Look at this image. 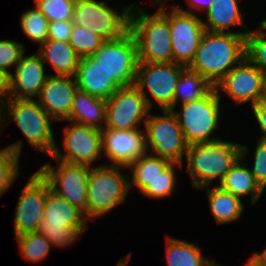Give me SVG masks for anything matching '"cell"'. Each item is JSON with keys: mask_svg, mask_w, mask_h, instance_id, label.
Here are the masks:
<instances>
[{"mask_svg": "<svg viewBox=\"0 0 266 266\" xmlns=\"http://www.w3.org/2000/svg\"><path fill=\"white\" fill-rule=\"evenodd\" d=\"M246 35L205 31L188 68L214 87L246 57Z\"/></svg>", "mask_w": 266, "mask_h": 266, "instance_id": "obj_1", "label": "cell"}, {"mask_svg": "<svg viewBox=\"0 0 266 266\" xmlns=\"http://www.w3.org/2000/svg\"><path fill=\"white\" fill-rule=\"evenodd\" d=\"M129 6V31L135 38L139 62H173L171 33L167 11L148 12L139 4Z\"/></svg>", "mask_w": 266, "mask_h": 266, "instance_id": "obj_2", "label": "cell"}, {"mask_svg": "<svg viewBox=\"0 0 266 266\" xmlns=\"http://www.w3.org/2000/svg\"><path fill=\"white\" fill-rule=\"evenodd\" d=\"M241 157V143L220 139L209 143L193 144L187 147L185 156L186 173L194 189L216 185Z\"/></svg>", "mask_w": 266, "mask_h": 266, "instance_id": "obj_3", "label": "cell"}, {"mask_svg": "<svg viewBox=\"0 0 266 266\" xmlns=\"http://www.w3.org/2000/svg\"><path fill=\"white\" fill-rule=\"evenodd\" d=\"M1 116V132L13 121L35 151L52 155L56 141L51 125L55 121L35 99L7 98Z\"/></svg>", "mask_w": 266, "mask_h": 266, "instance_id": "obj_4", "label": "cell"}, {"mask_svg": "<svg viewBox=\"0 0 266 266\" xmlns=\"http://www.w3.org/2000/svg\"><path fill=\"white\" fill-rule=\"evenodd\" d=\"M123 166L108 165L103 162L91 167L88 179L87 220L103 218L107 213L123 204L130 192L129 174Z\"/></svg>", "mask_w": 266, "mask_h": 266, "instance_id": "obj_5", "label": "cell"}, {"mask_svg": "<svg viewBox=\"0 0 266 266\" xmlns=\"http://www.w3.org/2000/svg\"><path fill=\"white\" fill-rule=\"evenodd\" d=\"M181 109L173 113L177 117L187 145L209 143L222 139L213 136L220 128L222 103L213 87L204 97L196 101L180 104Z\"/></svg>", "mask_w": 266, "mask_h": 266, "instance_id": "obj_6", "label": "cell"}, {"mask_svg": "<svg viewBox=\"0 0 266 266\" xmlns=\"http://www.w3.org/2000/svg\"><path fill=\"white\" fill-rule=\"evenodd\" d=\"M87 221L79 209L50 191L36 233L46 237L53 247L66 248L82 238L89 227Z\"/></svg>", "mask_w": 266, "mask_h": 266, "instance_id": "obj_7", "label": "cell"}, {"mask_svg": "<svg viewBox=\"0 0 266 266\" xmlns=\"http://www.w3.org/2000/svg\"><path fill=\"white\" fill-rule=\"evenodd\" d=\"M160 112L157 115L150 112L143 125L147 152L183 165L188 145L177 117L172 110Z\"/></svg>", "mask_w": 266, "mask_h": 266, "instance_id": "obj_8", "label": "cell"}, {"mask_svg": "<svg viewBox=\"0 0 266 266\" xmlns=\"http://www.w3.org/2000/svg\"><path fill=\"white\" fill-rule=\"evenodd\" d=\"M185 68L174 62L138 63L134 85L140 90L150 109L157 104L160 110H172L176 85Z\"/></svg>", "mask_w": 266, "mask_h": 266, "instance_id": "obj_9", "label": "cell"}, {"mask_svg": "<svg viewBox=\"0 0 266 266\" xmlns=\"http://www.w3.org/2000/svg\"><path fill=\"white\" fill-rule=\"evenodd\" d=\"M108 4L105 0H75L73 23L95 32L105 41L120 38L129 30V6L117 10Z\"/></svg>", "mask_w": 266, "mask_h": 266, "instance_id": "obj_10", "label": "cell"}, {"mask_svg": "<svg viewBox=\"0 0 266 266\" xmlns=\"http://www.w3.org/2000/svg\"><path fill=\"white\" fill-rule=\"evenodd\" d=\"M37 171L49 183L51 191L79 209L87 219V189L91 167L54 160Z\"/></svg>", "mask_w": 266, "mask_h": 266, "instance_id": "obj_11", "label": "cell"}, {"mask_svg": "<svg viewBox=\"0 0 266 266\" xmlns=\"http://www.w3.org/2000/svg\"><path fill=\"white\" fill-rule=\"evenodd\" d=\"M91 57L121 87L135 84L139 61L137 44L129 30L120 38L105 41Z\"/></svg>", "mask_w": 266, "mask_h": 266, "instance_id": "obj_12", "label": "cell"}, {"mask_svg": "<svg viewBox=\"0 0 266 266\" xmlns=\"http://www.w3.org/2000/svg\"><path fill=\"white\" fill-rule=\"evenodd\" d=\"M69 122L63 131V151L56 144L52 155L53 160H60L70 164L87 165L92 167L102 155L101 130L92 126Z\"/></svg>", "mask_w": 266, "mask_h": 266, "instance_id": "obj_13", "label": "cell"}, {"mask_svg": "<svg viewBox=\"0 0 266 266\" xmlns=\"http://www.w3.org/2000/svg\"><path fill=\"white\" fill-rule=\"evenodd\" d=\"M151 109L135 86L120 87L106 100L103 129L130 130L142 128ZM142 122V123H141ZM141 125V126H140Z\"/></svg>", "mask_w": 266, "mask_h": 266, "instance_id": "obj_14", "label": "cell"}, {"mask_svg": "<svg viewBox=\"0 0 266 266\" xmlns=\"http://www.w3.org/2000/svg\"><path fill=\"white\" fill-rule=\"evenodd\" d=\"M263 77L264 74L245 57L214 87L221 101L225 95L235 106L240 107L246 103L252 106L260 101Z\"/></svg>", "mask_w": 266, "mask_h": 266, "instance_id": "obj_15", "label": "cell"}, {"mask_svg": "<svg viewBox=\"0 0 266 266\" xmlns=\"http://www.w3.org/2000/svg\"><path fill=\"white\" fill-rule=\"evenodd\" d=\"M199 15L180 10H168L173 62L188 67L193 61L198 45L205 33Z\"/></svg>", "mask_w": 266, "mask_h": 266, "instance_id": "obj_16", "label": "cell"}, {"mask_svg": "<svg viewBox=\"0 0 266 266\" xmlns=\"http://www.w3.org/2000/svg\"><path fill=\"white\" fill-rule=\"evenodd\" d=\"M50 191L49 183L38 171H35L20 191L13 223L14 237L36 232L43 219L44 207Z\"/></svg>", "mask_w": 266, "mask_h": 266, "instance_id": "obj_17", "label": "cell"}, {"mask_svg": "<svg viewBox=\"0 0 266 266\" xmlns=\"http://www.w3.org/2000/svg\"><path fill=\"white\" fill-rule=\"evenodd\" d=\"M102 156L108 159V165L128 167L131 163L146 155L147 146L143 128L130 130L102 129Z\"/></svg>", "mask_w": 266, "mask_h": 266, "instance_id": "obj_18", "label": "cell"}, {"mask_svg": "<svg viewBox=\"0 0 266 266\" xmlns=\"http://www.w3.org/2000/svg\"><path fill=\"white\" fill-rule=\"evenodd\" d=\"M40 55L36 52L21 57L14 72L9 75L8 98L36 99L50 76Z\"/></svg>", "mask_w": 266, "mask_h": 266, "instance_id": "obj_19", "label": "cell"}, {"mask_svg": "<svg viewBox=\"0 0 266 266\" xmlns=\"http://www.w3.org/2000/svg\"><path fill=\"white\" fill-rule=\"evenodd\" d=\"M77 85L73 76L50 75L35 99L55 122L70 117Z\"/></svg>", "mask_w": 266, "mask_h": 266, "instance_id": "obj_20", "label": "cell"}, {"mask_svg": "<svg viewBox=\"0 0 266 266\" xmlns=\"http://www.w3.org/2000/svg\"><path fill=\"white\" fill-rule=\"evenodd\" d=\"M74 78L78 90L104 100L121 87L91 56L80 58Z\"/></svg>", "mask_w": 266, "mask_h": 266, "instance_id": "obj_21", "label": "cell"}, {"mask_svg": "<svg viewBox=\"0 0 266 266\" xmlns=\"http://www.w3.org/2000/svg\"><path fill=\"white\" fill-rule=\"evenodd\" d=\"M249 147L241 143V157L225 174L223 180L219 183L225 191L240 197L242 200L246 196H250V204L254 205L262 197L264 190L256 182L254 175L249 169L247 155L249 154Z\"/></svg>", "mask_w": 266, "mask_h": 266, "instance_id": "obj_22", "label": "cell"}, {"mask_svg": "<svg viewBox=\"0 0 266 266\" xmlns=\"http://www.w3.org/2000/svg\"><path fill=\"white\" fill-rule=\"evenodd\" d=\"M241 0H213L210 8L204 13L202 23L206 31L247 34L250 29L244 22V13L241 11L239 2ZM205 19V20H204ZM244 27L246 30L231 29Z\"/></svg>", "mask_w": 266, "mask_h": 266, "instance_id": "obj_23", "label": "cell"}, {"mask_svg": "<svg viewBox=\"0 0 266 266\" xmlns=\"http://www.w3.org/2000/svg\"><path fill=\"white\" fill-rule=\"evenodd\" d=\"M37 53L45 65H51L55 72L50 75L73 76L76 73L80 56L69 42L48 39L41 45Z\"/></svg>", "mask_w": 266, "mask_h": 266, "instance_id": "obj_24", "label": "cell"}, {"mask_svg": "<svg viewBox=\"0 0 266 266\" xmlns=\"http://www.w3.org/2000/svg\"><path fill=\"white\" fill-rule=\"evenodd\" d=\"M105 112L106 100L77 89L67 121L102 130L105 125Z\"/></svg>", "mask_w": 266, "mask_h": 266, "instance_id": "obj_25", "label": "cell"}, {"mask_svg": "<svg viewBox=\"0 0 266 266\" xmlns=\"http://www.w3.org/2000/svg\"><path fill=\"white\" fill-rule=\"evenodd\" d=\"M204 188L209 200V210L218 225L236 222L241 218L245 207L240 197L225 191L218 185H214L213 188L206 186L198 190H204Z\"/></svg>", "mask_w": 266, "mask_h": 266, "instance_id": "obj_26", "label": "cell"}, {"mask_svg": "<svg viewBox=\"0 0 266 266\" xmlns=\"http://www.w3.org/2000/svg\"><path fill=\"white\" fill-rule=\"evenodd\" d=\"M167 266H217L218 263L204 257L200 246L172 236L166 237Z\"/></svg>", "mask_w": 266, "mask_h": 266, "instance_id": "obj_27", "label": "cell"}, {"mask_svg": "<svg viewBox=\"0 0 266 266\" xmlns=\"http://www.w3.org/2000/svg\"><path fill=\"white\" fill-rule=\"evenodd\" d=\"M212 88L213 86L205 78L186 67L181 72L179 81L176 85L172 110L175 108L177 110L179 104L199 100Z\"/></svg>", "mask_w": 266, "mask_h": 266, "instance_id": "obj_28", "label": "cell"}, {"mask_svg": "<svg viewBox=\"0 0 266 266\" xmlns=\"http://www.w3.org/2000/svg\"><path fill=\"white\" fill-rule=\"evenodd\" d=\"M167 159L146 154L138 160L131 163L126 171H129L131 178L129 177L130 190L134 187L141 191L151 181L170 164Z\"/></svg>", "mask_w": 266, "mask_h": 266, "instance_id": "obj_29", "label": "cell"}, {"mask_svg": "<svg viewBox=\"0 0 266 266\" xmlns=\"http://www.w3.org/2000/svg\"><path fill=\"white\" fill-rule=\"evenodd\" d=\"M23 145V141L19 140L0 149V197L20 176L19 161Z\"/></svg>", "mask_w": 266, "mask_h": 266, "instance_id": "obj_30", "label": "cell"}, {"mask_svg": "<svg viewBox=\"0 0 266 266\" xmlns=\"http://www.w3.org/2000/svg\"><path fill=\"white\" fill-rule=\"evenodd\" d=\"M184 165L179 163H170L157 177L148 181V184L140 191V193L151 199H165L172 196L175 192L178 169H182ZM177 167V168H176Z\"/></svg>", "mask_w": 266, "mask_h": 266, "instance_id": "obj_31", "label": "cell"}, {"mask_svg": "<svg viewBox=\"0 0 266 266\" xmlns=\"http://www.w3.org/2000/svg\"><path fill=\"white\" fill-rule=\"evenodd\" d=\"M15 238L22 257L32 263L47 259L53 246L46 237L36 232L21 234Z\"/></svg>", "mask_w": 266, "mask_h": 266, "instance_id": "obj_32", "label": "cell"}, {"mask_svg": "<svg viewBox=\"0 0 266 266\" xmlns=\"http://www.w3.org/2000/svg\"><path fill=\"white\" fill-rule=\"evenodd\" d=\"M19 20L23 33L31 42H36L41 46L48 40L49 22L36 5L34 8L25 10Z\"/></svg>", "mask_w": 266, "mask_h": 266, "instance_id": "obj_33", "label": "cell"}, {"mask_svg": "<svg viewBox=\"0 0 266 266\" xmlns=\"http://www.w3.org/2000/svg\"><path fill=\"white\" fill-rule=\"evenodd\" d=\"M246 57L266 75V27L260 21L246 35Z\"/></svg>", "mask_w": 266, "mask_h": 266, "instance_id": "obj_34", "label": "cell"}, {"mask_svg": "<svg viewBox=\"0 0 266 266\" xmlns=\"http://www.w3.org/2000/svg\"><path fill=\"white\" fill-rule=\"evenodd\" d=\"M104 42L105 40L95 32L73 24L69 44L80 57L91 56Z\"/></svg>", "mask_w": 266, "mask_h": 266, "instance_id": "obj_35", "label": "cell"}, {"mask_svg": "<svg viewBox=\"0 0 266 266\" xmlns=\"http://www.w3.org/2000/svg\"><path fill=\"white\" fill-rule=\"evenodd\" d=\"M35 5L49 23L73 21L75 0H37Z\"/></svg>", "mask_w": 266, "mask_h": 266, "instance_id": "obj_36", "label": "cell"}, {"mask_svg": "<svg viewBox=\"0 0 266 266\" xmlns=\"http://www.w3.org/2000/svg\"><path fill=\"white\" fill-rule=\"evenodd\" d=\"M24 53L25 45L16 39L0 40V70L10 75V68L16 67Z\"/></svg>", "mask_w": 266, "mask_h": 266, "instance_id": "obj_37", "label": "cell"}, {"mask_svg": "<svg viewBox=\"0 0 266 266\" xmlns=\"http://www.w3.org/2000/svg\"><path fill=\"white\" fill-rule=\"evenodd\" d=\"M253 165L249 166L251 173L254 175L256 182L260 187L266 189V141L258 139L254 146Z\"/></svg>", "mask_w": 266, "mask_h": 266, "instance_id": "obj_38", "label": "cell"}, {"mask_svg": "<svg viewBox=\"0 0 266 266\" xmlns=\"http://www.w3.org/2000/svg\"><path fill=\"white\" fill-rule=\"evenodd\" d=\"M73 21H54L48 24V39L69 42Z\"/></svg>", "mask_w": 266, "mask_h": 266, "instance_id": "obj_39", "label": "cell"}, {"mask_svg": "<svg viewBox=\"0 0 266 266\" xmlns=\"http://www.w3.org/2000/svg\"><path fill=\"white\" fill-rule=\"evenodd\" d=\"M252 114L254 115V120L259 128L260 140L266 141V104L259 101L251 106Z\"/></svg>", "mask_w": 266, "mask_h": 266, "instance_id": "obj_40", "label": "cell"}, {"mask_svg": "<svg viewBox=\"0 0 266 266\" xmlns=\"http://www.w3.org/2000/svg\"><path fill=\"white\" fill-rule=\"evenodd\" d=\"M212 2L213 0H186V7L188 9L180 6L178 10L195 15H198L199 12L204 14L210 8Z\"/></svg>", "mask_w": 266, "mask_h": 266, "instance_id": "obj_41", "label": "cell"}, {"mask_svg": "<svg viewBox=\"0 0 266 266\" xmlns=\"http://www.w3.org/2000/svg\"><path fill=\"white\" fill-rule=\"evenodd\" d=\"M9 75L0 70V102H4L8 98Z\"/></svg>", "mask_w": 266, "mask_h": 266, "instance_id": "obj_42", "label": "cell"}, {"mask_svg": "<svg viewBox=\"0 0 266 266\" xmlns=\"http://www.w3.org/2000/svg\"><path fill=\"white\" fill-rule=\"evenodd\" d=\"M150 1V4L152 3V6L155 5V7H157V9L155 8V11L154 12H165V11H168V7L171 6V11L172 10H178L179 9V5L176 3H172V4H167L169 2V0H149ZM173 1V0H171ZM158 5V6H157ZM159 7V8H158Z\"/></svg>", "mask_w": 266, "mask_h": 266, "instance_id": "obj_43", "label": "cell"}, {"mask_svg": "<svg viewBox=\"0 0 266 266\" xmlns=\"http://www.w3.org/2000/svg\"><path fill=\"white\" fill-rule=\"evenodd\" d=\"M248 259L255 266H266V260L258 252H256V251Z\"/></svg>", "mask_w": 266, "mask_h": 266, "instance_id": "obj_44", "label": "cell"}, {"mask_svg": "<svg viewBox=\"0 0 266 266\" xmlns=\"http://www.w3.org/2000/svg\"><path fill=\"white\" fill-rule=\"evenodd\" d=\"M131 257H132V253L128 252L126 256H123V258L119 260L116 266H127L129 261L131 260Z\"/></svg>", "mask_w": 266, "mask_h": 266, "instance_id": "obj_45", "label": "cell"}, {"mask_svg": "<svg viewBox=\"0 0 266 266\" xmlns=\"http://www.w3.org/2000/svg\"><path fill=\"white\" fill-rule=\"evenodd\" d=\"M260 101L266 104V75H264L262 81V91H261Z\"/></svg>", "mask_w": 266, "mask_h": 266, "instance_id": "obj_46", "label": "cell"}, {"mask_svg": "<svg viewBox=\"0 0 266 266\" xmlns=\"http://www.w3.org/2000/svg\"><path fill=\"white\" fill-rule=\"evenodd\" d=\"M1 115H2V103L0 102V135L2 134V133H1V130H2V129H1V128H2V122H1V117H2V116H1Z\"/></svg>", "mask_w": 266, "mask_h": 266, "instance_id": "obj_47", "label": "cell"}, {"mask_svg": "<svg viewBox=\"0 0 266 266\" xmlns=\"http://www.w3.org/2000/svg\"><path fill=\"white\" fill-rule=\"evenodd\" d=\"M258 253L266 260V248H264V251Z\"/></svg>", "mask_w": 266, "mask_h": 266, "instance_id": "obj_48", "label": "cell"}, {"mask_svg": "<svg viewBox=\"0 0 266 266\" xmlns=\"http://www.w3.org/2000/svg\"><path fill=\"white\" fill-rule=\"evenodd\" d=\"M243 266H255L249 259L246 260V263Z\"/></svg>", "mask_w": 266, "mask_h": 266, "instance_id": "obj_49", "label": "cell"}, {"mask_svg": "<svg viewBox=\"0 0 266 266\" xmlns=\"http://www.w3.org/2000/svg\"><path fill=\"white\" fill-rule=\"evenodd\" d=\"M265 27H266V18L263 20L260 21Z\"/></svg>", "mask_w": 266, "mask_h": 266, "instance_id": "obj_50", "label": "cell"}]
</instances>
